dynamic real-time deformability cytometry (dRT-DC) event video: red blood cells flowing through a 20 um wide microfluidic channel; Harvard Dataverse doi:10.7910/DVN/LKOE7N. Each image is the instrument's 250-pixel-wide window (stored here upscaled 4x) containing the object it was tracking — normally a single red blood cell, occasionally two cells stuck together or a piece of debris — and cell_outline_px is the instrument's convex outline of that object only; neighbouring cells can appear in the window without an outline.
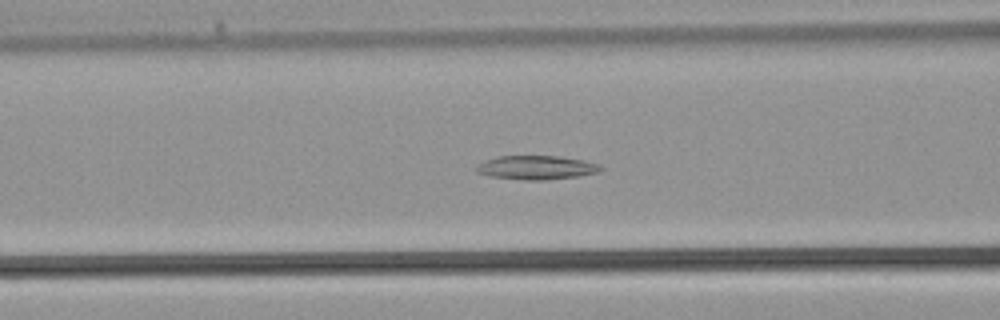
{"species": "common noctule bat (a hibernating species)", "species_latin": "Nyctalus noctula", "temperature_condition": "warm", "stored_images_in_passage": 37, "camera_frame_rate_fps": 3000, "um_per_image_px": 0.085, "animal": {"sex": "male", "body_mass_g": 21.5, "forearm_length_mm": 52.0}, "frame": {"image": 1, "passage_image": 14, "time_ms": 4.333, "image_size_px": [1000, 320], "cell_outline_px": [[604, 168], [600, 172], [580, 176], [544, 180], [524, 180], [488, 176], [476, 172], [476, 168], [480, 164], [496, 156], [556, 156], [584, 160], [596, 164]], "centroid_in_image_um": [45.62, 14.25], "position_along_channel_um": 121.0, "area_um2": 17.22}}
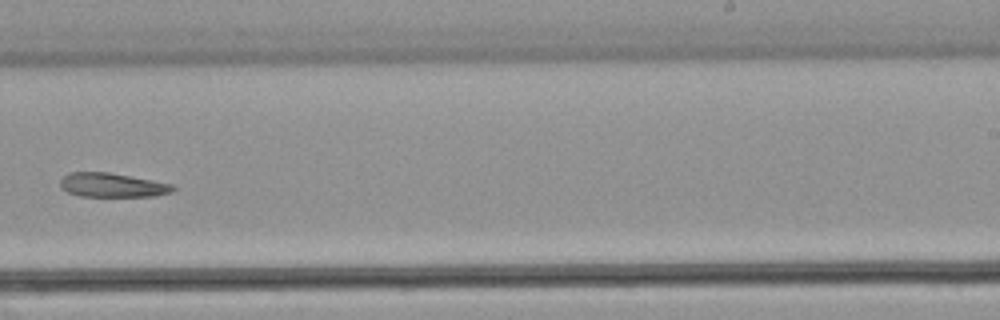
{"frame": {"image": 2, "passage_image": 23, "time_ms": 7.333, "image_size_px": [1000, 320], "cell_outline_px": [[176, 188], [172, 192], [156, 196], [80, 196], [68, 192], [60, 188], [60, 180], [68, 172], [108, 172], [152, 180], [172, 184]], "centroid_in_image_um": [9.53, 15.73], "position_along_channel_um": 279.5, "area_um2": 15.84}}
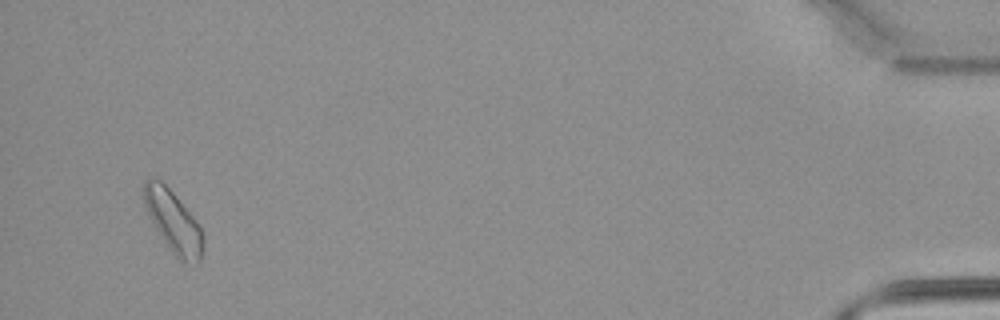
{"frame": {"image": 3, "passage_image": 36, "time_ms": 11.667, "image_size_px": [1000, 320], "cell_outline_px": [[204, 240], [200, 264], [196, 264], [180, 260], [172, 252], [156, 228], [144, 204], [144, 180], [160, 180], [176, 196], [200, 224], [204, 236]], "centroid_in_image_um": [14.79, 18.87], "position_along_channel_um": 420.4, "area_um2": 20.87}}